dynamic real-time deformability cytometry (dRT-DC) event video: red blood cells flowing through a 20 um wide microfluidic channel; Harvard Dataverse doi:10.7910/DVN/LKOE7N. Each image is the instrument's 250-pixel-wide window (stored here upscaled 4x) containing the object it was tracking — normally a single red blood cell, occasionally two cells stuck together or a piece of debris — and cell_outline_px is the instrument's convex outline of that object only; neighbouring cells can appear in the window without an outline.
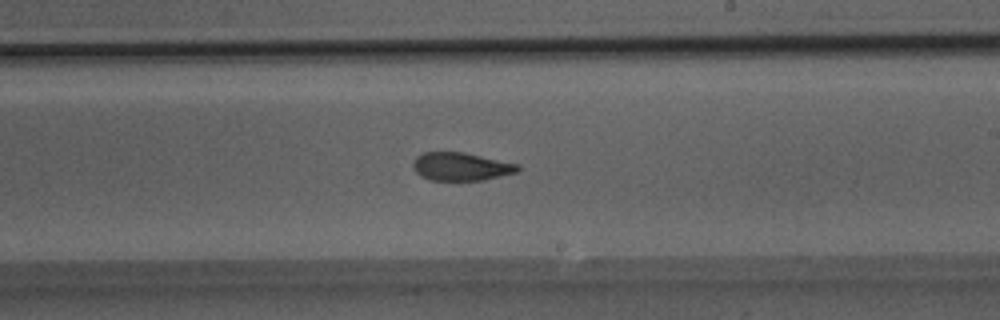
{"species": "Egyptian fruit bat (a non-hibernating species)", "species_latin": "Rousettus aegyptiacus", "temperature_condition": "room temperature", "stored_images_in_passage": 29, "camera_frame_rate_fps": 3000, "um_per_image_px": 0.085, "animal": {"sex": "male"}, "frame": {"image": 1, "passage_image": 13, "time_ms": 4.0, "image_size_px": [1000, 320], "cell_outline_px": [[520, 172], [484, 180], [428, 180], [420, 176], [416, 172], [412, 164], [416, 156], [424, 152], [464, 152], [520, 164]], "centroid_in_image_um": [39.22, 14.16], "position_along_channel_um": 249.8, "area_um2": 17.4}}
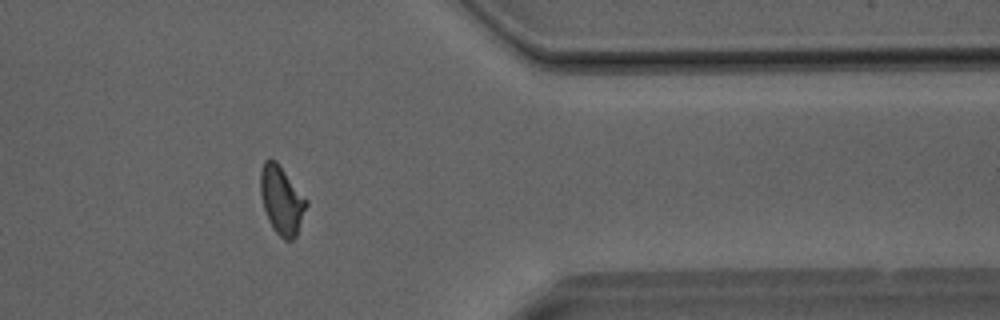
{"frame": {"image": 2, "passage_image": 22, "time_ms": 7.0, "image_size_px": [1000, 320], "cell_outline_px": [[308, 204], [296, 236], [292, 240], [284, 240], [276, 232], [268, 220], [264, 208], [260, 192], [260, 172], [264, 160], [276, 160], [308, 200]], "centroid_in_image_um": [23.95, 17.01], "position_along_channel_um": 387.5, "area_um2": 18.21}}
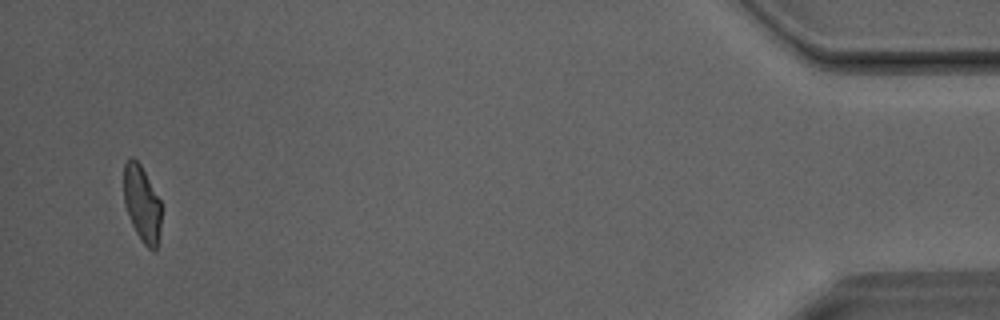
{"frame": {"image": 3, "passage_image": 28, "time_ms": 9.0, "image_size_px": [1000, 320], "cell_outline_px": [[160, 232], [156, 252], [148, 248], [144, 244], [136, 232], [128, 216], [124, 204], [124, 164], [128, 156], [132, 156], [140, 164], [160, 200]], "centroid_in_image_um": [12.05, 17.31], "position_along_channel_um": 423.1, "area_um2": 16.65}}